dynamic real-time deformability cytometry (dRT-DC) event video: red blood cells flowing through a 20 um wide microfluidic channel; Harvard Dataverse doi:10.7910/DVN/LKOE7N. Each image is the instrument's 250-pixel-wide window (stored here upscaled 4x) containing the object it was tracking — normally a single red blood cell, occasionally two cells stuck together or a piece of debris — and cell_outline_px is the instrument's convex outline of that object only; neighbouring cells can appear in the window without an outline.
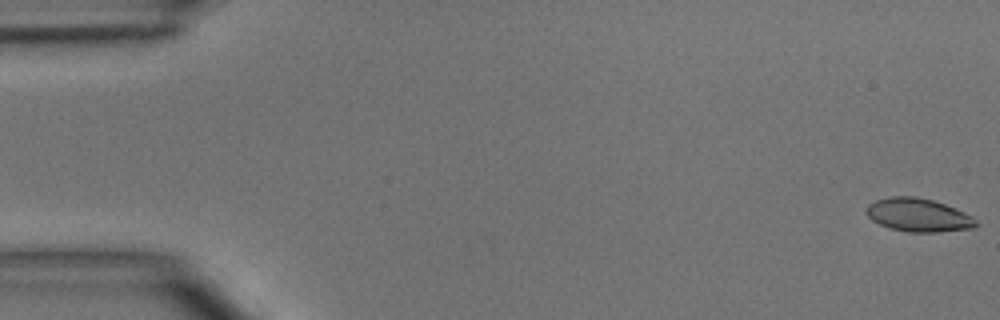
{"species": "common noctule bat (a hibernating species)", "species_latin": "Nyctalus noctula", "temperature_condition": "room temperature", "stored_images_in_passage": 5, "camera_frame_rate_fps": 3000, "um_per_image_px": 0.085, "animal": {"sex": "male", "body_mass_g": 15.6}, "frame": {"image": 1, "passage_image": 1, "time_ms": 0.0, "image_size_px": [1000, 320], "cell_outline_px": [[980, 224], [972, 228], [936, 232], [908, 232], [888, 228], [872, 220], [864, 212], [864, 208], [868, 204], [876, 200], [892, 196], [916, 196], [932, 200], [944, 204], [964, 212], [972, 216]], "centroid_in_image_um": [78.02, 18.28], "position_along_channel_um": 7.0, "area_um2": 21.39}}
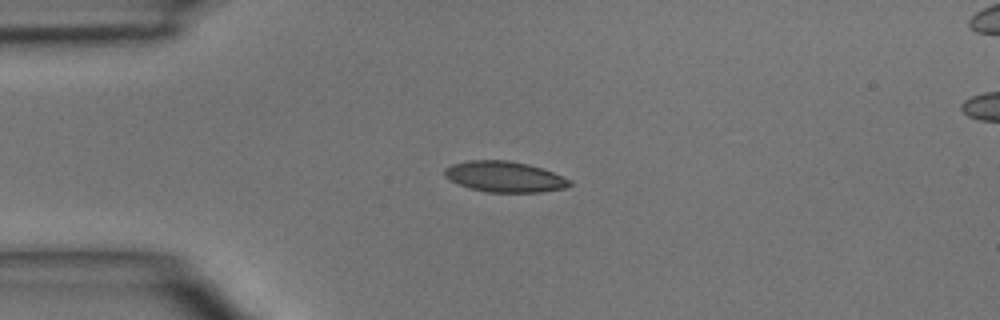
{"frame": {"image": 2, "passage_image": 4, "time_ms": 3.667, "image_size_px": [1000, 320], "cell_outline_px": [[572, 184], [564, 188], [540, 192], [484, 192], [460, 184], [444, 176], [444, 168], [452, 164], [468, 160], [508, 160], [528, 164], [552, 172], [572, 180]], "centroid_in_image_um": [42.89, 15.01], "position_along_channel_um": 42.1, "area_um2": 22.25}}